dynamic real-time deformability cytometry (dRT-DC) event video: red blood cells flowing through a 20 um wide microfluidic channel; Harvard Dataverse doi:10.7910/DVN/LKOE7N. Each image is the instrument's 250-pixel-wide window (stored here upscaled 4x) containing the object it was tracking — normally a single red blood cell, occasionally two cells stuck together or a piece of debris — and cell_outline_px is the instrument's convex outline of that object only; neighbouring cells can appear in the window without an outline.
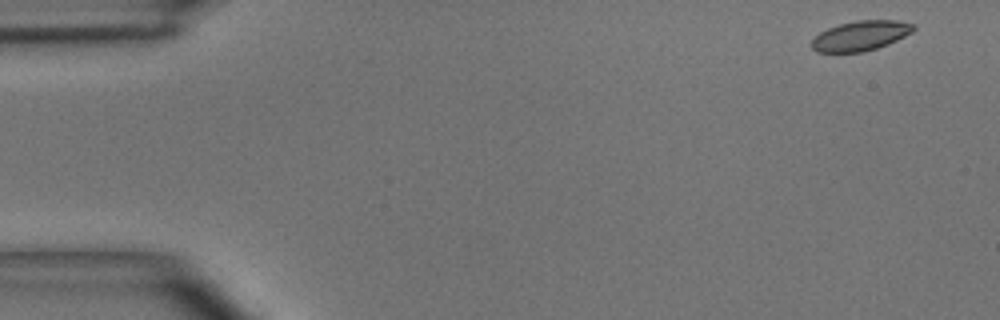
{"species": "common noctule bat (a hibernating species)", "species_latin": "Nyctalus noctula", "temperature_condition": "room temperature", "stored_images_in_passage": 48, "camera_frame_rate_fps": 3000, "um_per_image_px": 0.085, "animal": {"sex": "male", "body_mass_g": 15.6}, "frame": {"image": 1, "passage_image": 1, "time_ms": 0.0, "image_size_px": [1000, 320], "cell_outline_px": [[916, 28], [912, 32], [888, 44], [864, 52], [816, 52], [812, 48], [812, 40], [820, 32], [828, 28], [840, 24], [856, 20], [896, 20], [916, 24]], "centroid_in_image_um": [73.17, 3.03], "position_along_channel_um": 11.8, "area_um2": 17.69}}
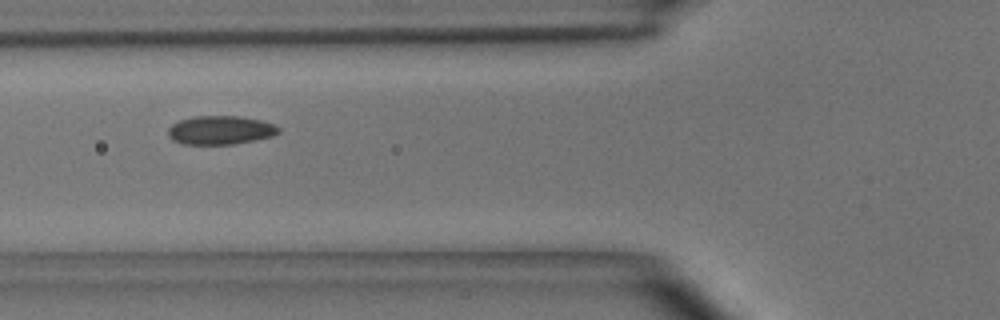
{"frame": {"image": 2, "passage_image": 17, "time_ms": 5.333, "image_size_px": [1000, 320], "cell_outline_px": [[280, 132], [272, 136], [256, 140], [232, 144], [180, 144], [172, 140], [168, 136], [168, 128], [172, 124], [180, 120], [196, 116], [240, 116], [260, 120], [272, 124], [280, 128]], "centroid_in_image_um": [18.71, 11.07], "position_along_channel_um": 107.1, "area_um2": 18.5}}
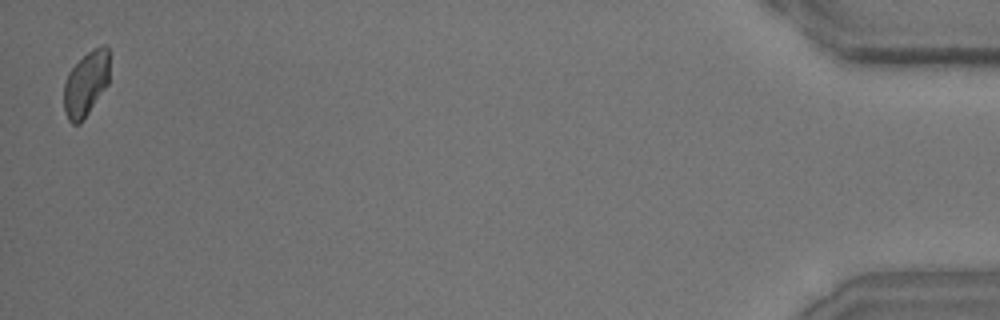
{"frame": {"image": 3, "passage_image": 48, "time_ms": 15.667, "image_size_px": [1000, 320], "cell_outline_px": [[108, 84], [80, 124], [72, 124], [68, 120], [64, 108], [64, 84], [68, 72], [88, 52], [104, 44], [108, 44]], "centroid_in_image_um": [7.3, 7.13], "position_along_channel_um": 427.9, "area_um2": 16.99}, "authors_computed_cell_mechanics": {"area_um2": 18.3226, "velocity_mm_per_s": 3.9569, "shape_relaxation_time_tau1_ms": 3.5821, "shape_relaxation_time_tau2_ms": 2.8895, "deformation_change_tau1": 0.0702, "deformation_change_tau2": 0.0644}}